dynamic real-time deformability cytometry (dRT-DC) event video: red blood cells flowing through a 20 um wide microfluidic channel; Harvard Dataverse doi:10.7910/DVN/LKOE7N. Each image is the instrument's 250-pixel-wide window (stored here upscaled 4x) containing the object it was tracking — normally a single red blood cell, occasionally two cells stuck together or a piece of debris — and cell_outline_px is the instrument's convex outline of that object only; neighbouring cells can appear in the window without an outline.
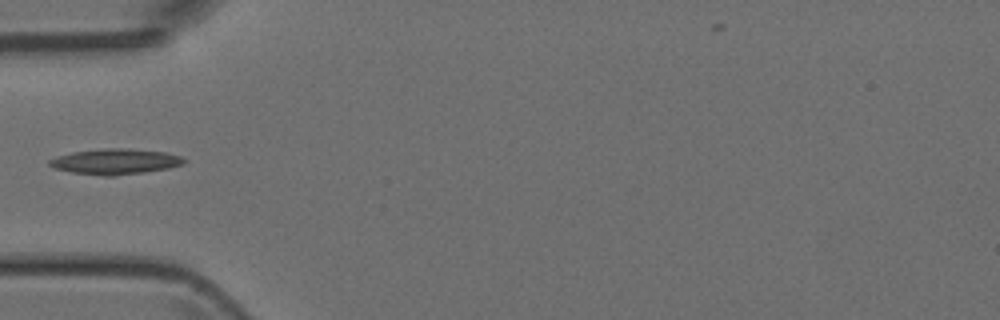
{"species": "Egyptian fruit bat (a non-hibernating species)", "species_latin": "Rousettus aegyptiacus", "temperature_condition": "room temperature", "stored_images_in_passage": 1, "camera_frame_rate_fps": 3000, "um_per_image_px": 0.085, "animal": {"sex": "female"}, "frame": {"image": 1, "passage_image": 1, "time_ms": 0.0, "image_size_px": [1000, 320], "cell_outline_px": [[188, 160], [184, 164], [168, 168], [144, 172], [112, 176], [104, 176], [72, 172], [56, 168], [48, 164], [48, 160], [72, 152], [104, 148], [124, 148], [168, 152], [180, 156]], "centroid_in_image_um": [9.85, 13.72], "position_along_channel_um": 75.1, "area_um2": 19.94}}